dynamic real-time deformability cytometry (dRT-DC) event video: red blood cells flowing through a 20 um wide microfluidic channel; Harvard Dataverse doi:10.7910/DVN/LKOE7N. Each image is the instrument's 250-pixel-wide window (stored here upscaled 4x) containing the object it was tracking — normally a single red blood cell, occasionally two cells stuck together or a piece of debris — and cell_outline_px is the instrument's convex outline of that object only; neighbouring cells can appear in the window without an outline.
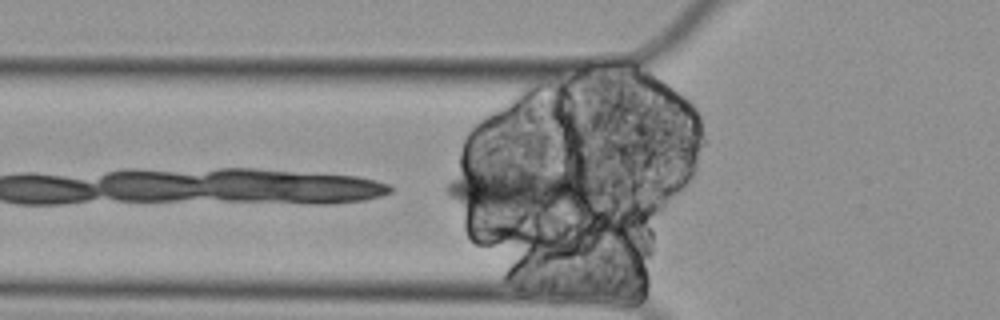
{"species": "Egyptian fruit bat (a non-hibernating species)", "species_latin": "Rousettus aegyptiacus", "temperature_condition": "cold", "stored_images_in_passage": 5, "camera_frame_rate_fps": 3000, "um_per_image_px": 0.085, "animal": {"sex": "female"}, "frame": {"image": 1, "passage_image": 5, "time_ms": 1.333, "image_size_px": [1000, 320], "cell_outline_px": [[604, 188], [596, 196], [588, 200], [532, 208], [476, 208], [464, 204], [448, 196], [444, 192], [444, 188], [456, 176], [468, 172], [500, 164], [504, 164], [568, 172]], "centroid_in_image_um": [44.13, 15.96], "position_along_channel_um": 81.7, "area_um2": 36.88}}